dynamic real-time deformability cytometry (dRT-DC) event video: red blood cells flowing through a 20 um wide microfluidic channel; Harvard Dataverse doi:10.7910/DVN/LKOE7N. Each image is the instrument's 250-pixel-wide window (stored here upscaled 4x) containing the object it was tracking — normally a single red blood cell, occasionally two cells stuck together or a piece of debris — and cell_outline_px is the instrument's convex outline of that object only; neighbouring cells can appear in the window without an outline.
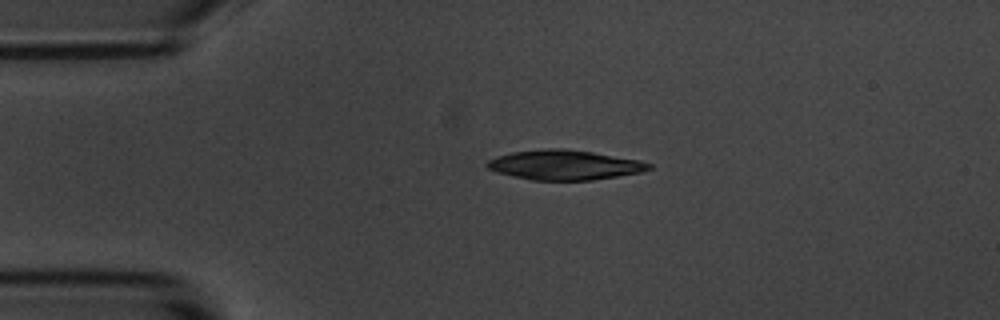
{"species": "common noctule bat (a hibernating species)", "species_latin": "Nyctalus noctula", "temperature_condition": "room temperature", "stored_images_in_passage": 2, "camera_frame_rate_fps": 3000, "um_per_image_px": 0.085, "animal": {"sex": "male", "body_mass_g": 20.1, "forearm_length_mm": 53.5}, "frame": {"image": 1, "passage_image": 1, "time_ms": 0.0, "image_size_px": [1000, 320], "cell_outline_px": [[652, 168], [640, 172], [592, 180], [532, 180], [512, 176], [488, 168], [484, 164], [488, 160], [496, 156], [512, 152], [548, 148], [564, 148], [592, 152], [640, 160], [652, 164]], "centroid_in_image_um": [47.97, 14.01], "position_along_channel_um": 37.0, "area_um2": 27.92}}